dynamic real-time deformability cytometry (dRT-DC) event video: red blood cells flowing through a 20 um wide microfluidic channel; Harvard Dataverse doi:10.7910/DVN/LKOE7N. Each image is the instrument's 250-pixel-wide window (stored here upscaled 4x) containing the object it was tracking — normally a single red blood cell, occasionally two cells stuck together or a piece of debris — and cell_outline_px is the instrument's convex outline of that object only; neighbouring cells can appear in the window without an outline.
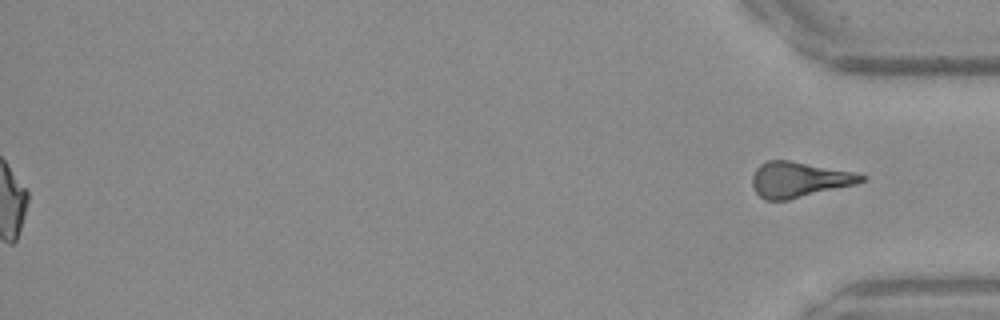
{"species": "Egyptian fruit bat (a non-hibernating species)", "species_latin": "Rousettus aegyptiacus", "temperature_condition": "warm", "stored_images_in_passage": 32, "segment_of_instrument_passage": [2, 2], "camera_frame_rate_fps": 3000, "um_per_image_px": 0.085, "frame": {"image": 1, "passage_image": 32, "time_ms": 10.333, "image_size_px": [1000, 320], "cell_outline_px": [[868, 176], [864, 180], [856, 184], [788, 200], [764, 200], [756, 192], [752, 184], [752, 176], [756, 168], [760, 164], [768, 160], [788, 160], [852, 172]], "centroid_in_image_um": [67.89, 15.27], "position_along_channel_um": 367.3, "area_um2": 22.31}}